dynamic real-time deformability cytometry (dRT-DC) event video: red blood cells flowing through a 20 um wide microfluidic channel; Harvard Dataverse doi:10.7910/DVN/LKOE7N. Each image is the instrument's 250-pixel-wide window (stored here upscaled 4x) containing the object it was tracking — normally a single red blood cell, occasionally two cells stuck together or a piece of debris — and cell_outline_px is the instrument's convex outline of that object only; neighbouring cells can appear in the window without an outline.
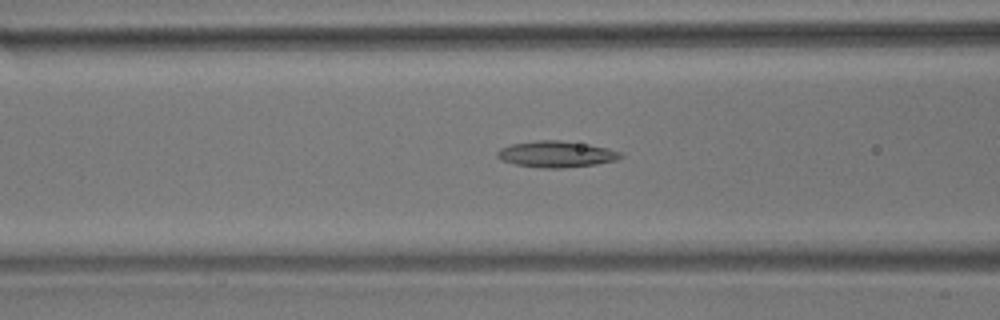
{"species": "common noctule bat (a hibernating species)", "species_latin": "Nyctalus noctula", "temperature_condition": "room temperature", "stored_images_in_passage": 56, "camera_frame_rate_fps": 3000, "um_per_image_px": 0.085, "animal": {"sex": "male", "body_mass_g": 17.9}, "frame": {"image": 1, "passage_image": 22, "time_ms": 7.0, "image_size_px": [1000, 320], "cell_outline_px": [[620, 156], [612, 160], [592, 164], [516, 164], [504, 160], [500, 156], [500, 152], [504, 148], [516, 144], [544, 140], [552, 140], [580, 144], [604, 148], [616, 152]], "centroid_in_image_um": [47.27, 13.04], "position_along_channel_um": 119.3, "area_um2": 15.9}}
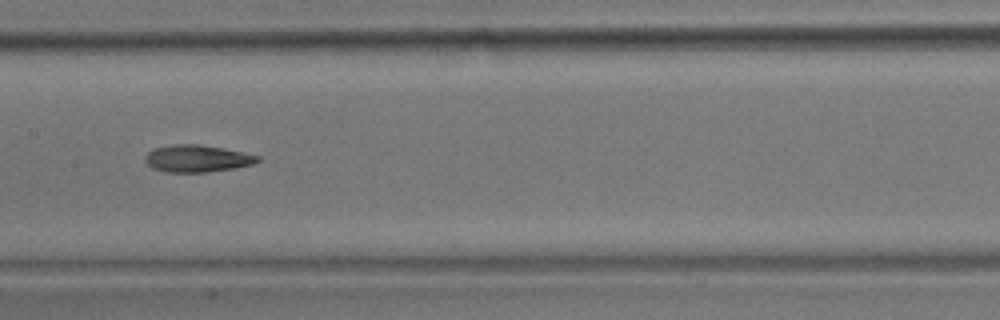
{"frame": {"image": 2, "passage_image": 28, "time_ms": 9.0, "image_size_px": [1000, 320], "cell_outline_px": [[260, 160], [252, 164], [204, 172], [172, 172], [156, 168], [148, 164], [148, 152], [156, 148], [184, 144], [192, 144], [220, 148], [240, 152], [256, 156]], "centroid_in_image_um": [16.76, 13.48], "position_along_channel_um": 190.6, "area_um2": 16.53}}
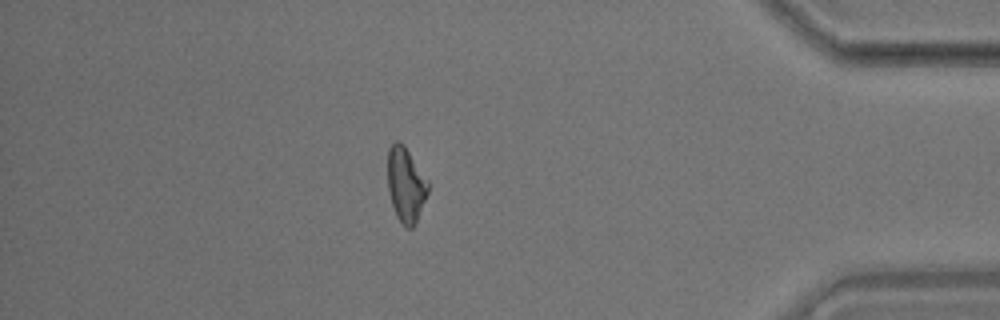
{"frame": {"image": 3, "passage_image": 49, "time_ms": 16.0, "image_size_px": [1000, 320], "cell_outline_px": [[428, 192], [416, 220], [412, 228], [408, 228], [400, 220], [392, 204], [388, 188], [388, 152], [392, 144], [396, 140], [408, 152], [428, 184]], "centroid_in_image_um": [34.47, 15.72], "position_along_channel_um": 400.7, "area_um2": 16.47}}